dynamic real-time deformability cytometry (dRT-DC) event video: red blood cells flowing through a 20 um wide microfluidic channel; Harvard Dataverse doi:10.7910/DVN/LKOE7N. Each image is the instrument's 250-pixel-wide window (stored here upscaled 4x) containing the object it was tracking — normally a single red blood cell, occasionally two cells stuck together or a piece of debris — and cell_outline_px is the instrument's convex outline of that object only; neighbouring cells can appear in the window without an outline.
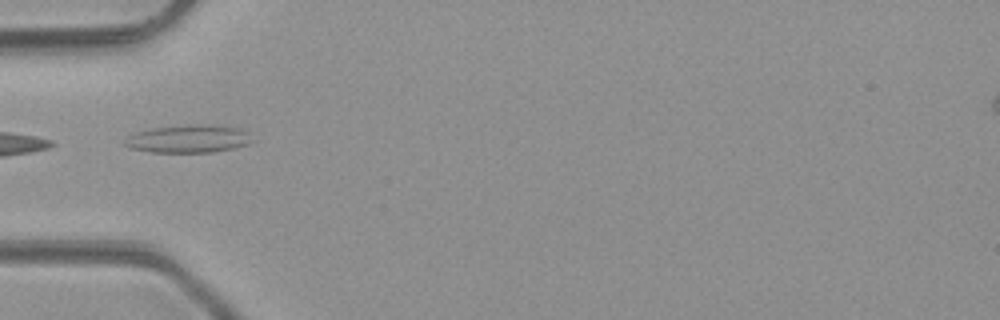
{"species": "common noctule bat (a hibernating species)", "species_latin": "Nyctalus noctula", "temperature_condition": "room temperature", "stored_images_in_passage": 4, "camera_frame_rate_fps": 3000, "um_per_image_px": 0.085, "animal": {"sex": "male", "body_mass_g": 23.1, "forearm_length_mm": 52.7}, "frame": {"image": 1, "passage_image": 3, "time_ms": 2.333, "image_size_px": [1000, 320], "cell_outline_px": [[256, 140], [248, 144], [232, 148], [212, 152], [152, 152], [132, 148], [124, 144], [128, 136], [136, 132], [152, 128], [188, 124], [212, 124], [240, 128], [248, 132]], "centroid_in_image_um": [16.09, 11.78], "position_along_channel_um": 68.9, "area_um2": 20.81}}
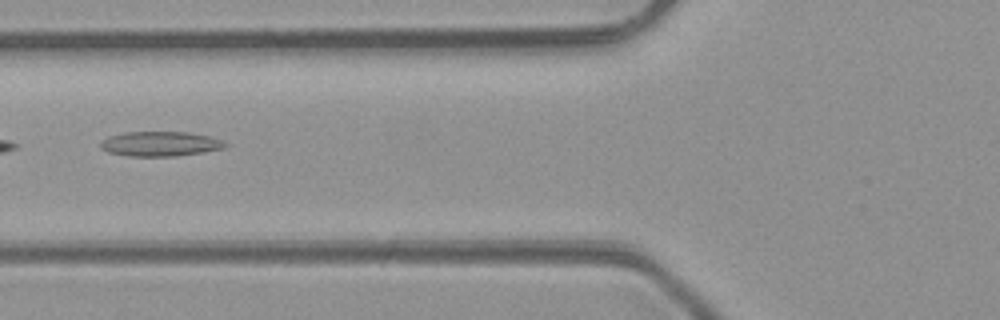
{"frame": {"image": 2, "passage_image": 4, "time_ms": 3.333, "image_size_px": [1000, 320], "cell_outline_px": [[228, 144], [224, 148], [204, 152], [176, 156], [132, 156], [108, 152], [100, 148], [100, 144], [108, 136], [124, 132], [188, 132], [208, 136], [220, 140]], "centroid_in_image_um": [13.61, 12.23], "position_along_channel_um": 112.2, "area_um2": 17.86}}